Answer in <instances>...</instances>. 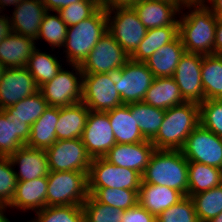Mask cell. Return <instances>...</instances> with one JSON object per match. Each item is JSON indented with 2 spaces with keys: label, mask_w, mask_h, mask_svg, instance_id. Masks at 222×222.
<instances>
[{
  "label": "cell",
  "mask_w": 222,
  "mask_h": 222,
  "mask_svg": "<svg viewBox=\"0 0 222 222\" xmlns=\"http://www.w3.org/2000/svg\"><path fill=\"white\" fill-rule=\"evenodd\" d=\"M37 91L39 87L26 67L6 68L0 80V110L17 104Z\"/></svg>",
  "instance_id": "16"
},
{
  "label": "cell",
  "mask_w": 222,
  "mask_h": 222,
  "mask_svg": "<svg viewBox=\"0 0 222 222\" xmlns=\"http://www.w3.org/2000/svg\"><path fill=\"white\" fill-rule=\"evenodd\" d=\"M67 29L68 26L61 20L58 13L52 14L48 11L42 19L36 41L43 38L52 49L62 48L66 40Z\"/></svg>",
  "instance_id": "38"
},
{
  "label": "cell",
  "mask_w": 222,
  "mask_h": 222,
  "mask_svg": "<svg viewBox=\"0 0 222 222\" xmlns=\"http://www.w3.org/2000/svg\"><path fill=\"white\" fill-rule=\"evenodd\" d=\"M112 126L116 143L132 144L146 141L136 123L135 115L131 114L129 104H123L106 112Z\"/></svg>",
  "instance_id": "27"
},
{
  "label": "cell",
  "mask_w": 222,
  "mask_h": 222,
  "mask_svg": "<svg viewBox=\"0 0 222 222\" xmlns=\"http://www.w3.org/2000/svg\"><path fill=\"white\" fill-rule=\"evenodd\" d=\"M35 214L32 222H84L82 205L46 206Z\"/></svg>",
  "instance_id": "39"
},
{
  "label": "cell",
  "mask_w": 222,
  "mask_h": 222,
  "mask_svg": "<svg viewBox=\"0 0 222 222\" xmlns=\"http://www.w3.org/2000/svg\"><path fill=\"white\" fill-rule=\"evenodd\" d=\"M29 124L12 122L4 110H0V157H10L26 146L30 136Z\"/></svg>",
  "instance_id": "29"
},
{
  "label": "cell",
  "mask_w": 222,
  "mask_h": 222,
  "mask_svg": "<svg viewBox=\"0 0 222 222\" xmlns=\"http://www.w3.org/2000/svg\"><path fill=\"white\" fill-rule=\"evenodd\" d=\"M84 222H122L124 210L96 201L90 194L82 204Z\"/></svg>",
  "instance_id": "40"
},
{
  "label": "cell",
  "mask_w": 222,
  "mask_h": 222,
  "mask_svg": "<svg viewBox=\"0 0 222 222\" xmlns=\"http://www.w3.org/2000/svg\"><path fill=\"white\" fill-rule=\"evenodd\" d=\"M7 208H9L8 205L0 203V222H10V220L4 215V211Z\"/></svg>",
  "instance_id": "52"
},
{
  "label": "cell",
  "mask_w": 222,
  "mask_h": 222,
  "mask_svg": "<svg viewBox=\"0 0 222 222\" xmlns=\"http://www.w3.org/2000/svg\"><path fill=\"white\" fill-rule=\"evenodd\" d=\"M48 187L47 177H39L29 181H17L14 197L9 208L20 211H40L46 207V193Z\"/></svg>",
  "instance_id": "21"
},
{
  "label": "cell",
  "mask_w": 222,
  "mask_h": 222,
  "mask_svg": "<svg viewBox=\"0 0 222 222\" xmlns=\"http://www.w3.org/2000/svg\"><path fill=\"white\" fill-rule=\"evenodd\" d=\"M184 196L167 186L141 183L138 191V204L157 217L167 208L177 204Z\"/></svg>",
  "instance_id": "23"
},
{
  "label": "cell",
  "mask_w": 222,
  "mask_h": 222,
  "mask_svg": "<svg viewBox=\"0 0 222 222\" xmlns=\"http://www.w3.org/2000/svg\"><path fill=\"white\" fill-rule=\"evenodd\" d=\"M156 222H199L194 203L188 196L164 210L156 217Z\"/></svg>",
  "instance_id": "42"
},
{
  "label": "cell",
  "mask_w": 222,
  "mask_h": 222,
  "mask_svg": "<svg viewBox=\"0 0 222 222\" xmlns=\"http://www.w3.org/2000/svg\"><path fill=\"white\" fill-rule=\"evenodd\" d=\"M106 13L108 32L130 56L145 37L147 28L133 7H118L106 10Z\"/></svg>",
  "instance_id": "8"
},
{
  "label": "cell",
  "mask_w": 222,
  "mask_h": 222,
  "mask_svg": "<svg viewBox=\"0 0 222 222\" xmlns=\"http://www.w3.org/2000/svg\"><path fill=\"white\" fill-rule=\"evenodd\" d=\"M107 31L108 18L103 7L79 24L68 27L63 46L66 63L80 65Z\"/></svg>",
  "instance_id": "4"
},
{
  "label": "cell",
  "mask_w": 222,
  "mask_h": 222,
  "mask_svg": "<svg viewBox=\"0 0 222 222\" xmlns=\"http://www.w3.org/2000/svg\"><path fill=\"white\" fill-rule=\"evenodd\" d=\"M50 171H79L89 173L92 158L81 138L57 140L46 150Z\"/></svg>",
  "instance_id": "13"
},
{
  "label": "cell",
  "mask_w": 222,
  "mask_h": 222,
  "mask_svg": "<svg viewBox=\"0 0 222 222\" xmlns=\"http://www.w3.org/2000/svg\"><path fill=\"white\" fill-rule=\"evenodd\" d=\"M188 162L222 167V138L199 124L181 149Z\"/></svg>",
  "instance_id": "11"
},
{
  "label": "cell",
  "mask_w": 222,
  "mask_h": 222,
  "mask_svg": "<svg viewBox=\"0 0 222 222\" xmlns=\"http://www.w3.org/2000/svg\"><path fill=\"white\" fill-rule=\"evenodd\" d=\"M142 175L129 168L109 163L104 158H94L88 173V188H116L139 190Z\"/></svg>",
  "instance_id": "9"
},
{
  "label": "cell",
  "mask_w": 222,
  "mask_h": 222,
  "mask_svg": "<svg viewBox=\"0 0 222 222\" xmlns=\"http://www.w3.org/2000/svg\"><path fill=\"white\" fill-rule=\"evenodd\" d=\"M209 222H222V212Z\"/></svg>",
  "instance_id": "53"
},
{
  "label": "cell",
  "mask_w": 222,
  "mask_h": 222,
  "mask_svg": "<svg viewBox=\"0 0 222 222\" xmlns=\"http://www.w3.org/2000/svg\"><path fill=\"white\" fill-rule=\"evenodd\" d=\"M123 104L142 102L154 76L144 62L129 60L121 68L108 73Z\"/></svg>",
  "instance_id": "6"
},
{
  "label": "cell",
  "mask_w": 222,
  "mask_h": 222,
  "mask_svg": "<svg viewBox=\"0 0 222 222\" xmlns=\"http://www.w3.org/2000/svg\"><path fill=\"white\" fill-rule=\"evenodd\" d=\"M46 6L47 11L57 12L58 10L66 7L70 4L77 3L81 0H41Z\"/></svg>",
  "instance_id": "47"
},
{
  "label": "cell",
  "mask_w": 222,
  "mask_h": 222,
  "mask_svg": "<svg viewBox=\"0 0 222 222\" xmlns=\"http://www.w3.org/2000/svg\"><path fill=\"white\" fill-rule=\"evenodd\" d=\"M132 115H135L139 130L146 140H152L163 122L165 110L153 107L144 102L129 104Z\"/></svg>",
  "instance_id": "33"
},
{
  "label": "cell",
  "mask_w": 222,
  "mask_h": 222,
  "mask_svg": "<svg viewBox=\"0 0 222 222\" xmlns=\"http://www.w3.org/2000/svg\"><path fill=\"white\" fill-rule=\"evenodd\" d=\"M100 8L99 0H81L58 10L61 20L68 27L79 24L81 21L92 16Z\"/></svg>",
  "instance_id": "41"
},
{
  "label": "cell",
  "mask_w": 222,
  "mask_h": 222,
  "mask_svg": "<svg viewBox=\"0 0 222 222\" xmlns=\"http://www.w3.org/2000/svg\"><path fill=\"white\" fill-rule=\"evenodd\" d=\"M185 53L180 36L162 46L144 63L154 77H173L181 56Z\"/></svg>",
  "instance_id": "25"
},
{
  "label": "cell",
  "mask_w": 222,
  "mask_h": 222,
  "mask_svg": "<svg viewBox=\"0 0 222 222\" xmlns=\"http://www.w3.org/2000/svg\"><path fill=\"white\" fill-rule=\"evenodd\" d=\"M167 1H170V2H187L186 0H167Z\"/></svg>",
  "instance_id": "56"
},
{
  "label": "cell",
  "mask_w": 222,
  "mask_h": 222,
  "mask_svg": "<svg viewBox=\"0 0 222 222\" xmlns=\"http://www.w3.org/2000/svg\"><path fill=\"white\" fill-rule=\"evenodd\" d=\"M21 1L22 0H0V13L6 9V6L10 7L12 5V7L14 6L15 8Z\"/></svg>",
  "instance_id": "51"
},
{
  "label": "cell",
  "mask_w": 222,
  "mask_h": 222,
  "mask_svg": "<svg viewBox=\"0 0 222 222\" xmlns=\"http://www.w3.org/2000/svg\"><path fill=\"white\" fill-rule=\"evenodd\" d=\"M179 36V26H164L146 31L145 37L130 59L136 62H145L162 46L174 41Z\"/></svg>",
  "instance_id": "30"
},
{
  "label": "cell",
  "mask_w": 222,
  "mask_h": 222,
  "mask_svg": "<svg viewBox=\"0 0 222 222\" xmlns=\"http://www.w3.org/2000/svg\"><path fill=\"white\" fill-rule=\"evenodd\" d=\"M220 185L222 186V167L219 168Z\"/></svg>",
  "instance_id": "55"
},
{
  "label": "cell",
  "mask_w": 222,
  "mask_h": 222,
  "mask_svg": "<svg viewBox=\"0 0 222 222\" xmlns=\"http://www.w3.org/2000/svg\"><path fill=\"white\" fill-rule=\"evenodd\" d=\"M46 206L82 205L88 198V174L79 171H50Z\"/></svg>",
  "instance_id": "5"
},
{
  "label": "cell",
  "mask_w": 222,
  "mask_h": 222,
  "mask_svg": "<svg viewBox=\"0 0 222 222\" xmlns=\"http://www.w3.org/2000/svg\"><path fill=\"white\" fill-rule=\"evenodd\" d=\"M100 7L111 10L118 7H133L140 0H99Z\"/></svg>",
  "instance_id": "46"
},
{
  "label": "cell",
  "mask_w": 222,
  "mask_h": 222,
  "mask_svg": "<svg viewBox=\"0 0 222 222\" xmlns=\"http://www.w3.org/2000/svg\"><path fill=\"white\" fill-rule=\"evenodd\" d=\"M142 102L167 110L173 106L181 105L186 101L183 99L173 77H154Z\"/></svg>",
  "instance_id": "26"
},
{
  "label": "cell",
  "mask_w": 222,
  "mask_h": 222,
  "mask_svg": "<svg viewBox=\"0 0 222 222\" xmlns=\"http://www.w3.org/2000/svg\"><path fill=\"white\" fill-rule=\"evenodd\" d=\"M203 2L217 18L222 17V0H204Z\"/></svg>",
  "instance_id": "50"
},
{
  "label": "cell",
  "mask_w": 222,
  "mask_h": 222,
  "mask_svg": "<svg viewBox=\"0 0 222 222\" xmlns=\"http://www.w3.org/2000/svg\"><path fill=\"white\" fill-rule=\"evenodd\" d=\"M181 9L191 10L180 12L182 18L178 19L185 52L213 55L217 17L204 2H187Z\"/></svg>",
  "instance_id": "1"
},
{
  "label": "cell",
  "mask_w": 222,
  "mask_h": 222,
  "mask_svg": "<svg viewBox=\"0 0 222 222\" xmlns=\"http://www.w3.org/2000/svg\"><path fill=\"white\" fill-rule=\"evenodd\" d=\"M129 60L127 52L107 31L79 66L83 73H109Z\"/></svg>",
  "instance_id": "12"
},
{
  "label": "cell",
  "mask_w": 222,
  "mask_h": 222,
  "mask_svg": "<svg viewBox=\"0 0 222 222\" xmlns=\"http://www.w3.org/2000/svg\"><path fill=\"white\" fill-rule=\"evenodd\" d=\"M187 2H203L204 0H186Z\"/></svg>",
  "instance_id": "57"
},
{
  "label": "cell",
  "mask_w": 222,
  "mask_h": 222,
  "mask_svg": "<svg viewBox=\"0 0 222 222\" xmlns=\"http://www.w3.org/2000/svg\"><path fill=\"white\" fill-rule=\"evenodd\" d=\"M70 66L71 72L62 67L51 81L39 87L49 106H71L82 101L83 72L77 64Z\"/></svg>",
  "instance_id": "7"
},
{
  "label": "cell",
  "mask_w": 222,
  "mask_h": 222,
  "mask_svg": "<svg viewBox=\"0 0 222 222\" xmlns=\"http://www.w3.org/2000/svg\"><path fill=\"white\" fill-rule=\"evenodd\" d=\"M187 2H170L167 0H140L133 8L142 24L149 29L164 26H179L178 15ZM176 18V19H175Z\"/></svg>",
  "instance_id": "17"
},
{
  "label": "cell",
  "mask_w": 222,
  "mask_h": 222,
  "mask_svg": "<svg viewBox=\"0 0 222 222\" xmlns=\"http://www.w3.org/2000/svg\"><path fill=\"white\" fill-rule=\"evenodd\" d=\"M17 179L9 157H0V203L9 205L14 197Z\"/></svg>",
  "instance_id": "44"
},
{
  "label": "cell",
  "mask_w": 222,
  "mask_h": 222,
  "mask_svg": "<svg viewBox=\"0 0 222 222\" xmlns=\"http://www.w3.org/2000/svg\"><path fill=\"white\" fill-rule=\"evenodd\" d=\"M12 32L9 16L0 15V42Z\"/></svg>",
  "instance_id": "49"
},
{
  "label": "cell",
  "mask_w": 222,
  "mask_h": 222,
  "mask_svg": "<svg viewBox=\"0 0 222 222\" xmlns=\"http://www.w3.org/2000/svg\"><path fill=\"white\" fill-rule=\"evenodd\" d=\"M47 12L41 0H22L9 17L12 32L36 40L42 19Z\"/></svg>",
  "instance_id": "19"
},
{
  "label": "cell",
  "mask_w": 222,
  "mask_h": 222,
  "mask_svg": "<svg viewBox=\"0 0 222 222\" xmlns=\"http://www.w3.org/2000/svg\"><path fill=\"white\" fill-rule=\"evenodd\" d=\"M36 40L11 32L0 42V62L5 68L26 67Z\"/></svg>",
  "instance_id": "22"
},
{
  "label": "cell",
  "mask_w": 222,
  "mask_h": 222,
  "mask_svg": "<svg viewBox=\"0 0 222 222\" xmlns=\"http://www.w3.org/2000/svg\"><path fill=\"white\" fill-rule=\"evenodd\" d=\"M82 103L90 111L107 112L123 105L108 73H83Z\"/></svg>",
  "instance_id": "10"
},
{
  "label": "cell",
  "mask_w": 222,
  "mask_h": 222,
  "mask_svg": "<svg viewBox=\"0 0 222 222\" xmlns=\"http://www.w3.org/2000/svg\"><path fill=\"white\" fill-rule=\"evenodd\" d=\"M200 124V107L185 102L165 110L157 135L151 140L156 150H181L187 137Z\"/></svg>",
  "instance_id": "2"
},
{
  "label": "cell",
  "mask_w": 222,
  "mask_h": 222,
  "mask_svg": "<svg viewBox=\"0 0 222 222\" xmlns=\"http://www.w3.org/2000/svg\"><path fill=\"white\" fill-rule=\"evenodd\" d=\"M138 191L116 188H88L89 194L98 202L127 210L138 204Z\"/></svg>",
  "instance_id": "37"
},
{
  "label": "cell",
  "mask_w": 222,
  "mask_h": 222,
  "mask_svg": "<svg viewBox=\"0 0 222 222\" xmlns=\"http://www.w3.org/2000/svg\"><path fill=\"white\" fill-rule=\"evenodd\" d=\"M49 104L40 91L20 100L17 104L4 109L12 122L18 124H34L48 108Z\"/></svg>",
  "instance_id": "31"
},
{
  "label": "cell",
  "mask_w": 222,
  "mask_h": 222,
  "mask_svg": "<svg viewBox=\"0 0 222 222\" xmlns=\"http://www.w3.org/2000/svg\"><path fill=\"white\" fill-rule=\"evenodd\" d=\"M26 68L34 77L38 87L51 81L61 70V61L53 54L42 52L38 47L33 51Z\"/></svg>",
  "instance_id": "34"
},
{
  "label": "cell",
  "mask_w": 222,
  "mask_h": 222,
  "mask_svg": "<svg viewBox=\"0 0 222 222\" xmlns=\"http://www.w3.org/2000/svg\"><path fill=\"white\" fill-rule=\"evenodd\" d=\"M199 222H209L222 212V186L203 191L190 197Z\"/></svg>",
  "instance_id": "36"
},
{
  "label": "cell",
  "mask_w": 222,
  "mask_h": 222,
  "mask_svg": "<svg viewBox=\"0 0 222 222\" xmlns=\"http://www.w3.org/2000/svg\"><path fill=\"white\" fill-rule=\"evenodd\" d=\"M214 54L222 55V17L217 18L214 40Z\"/></svg>",
  "instance_id": "48"
},
{
  "label": "cell",
  "mask_w": 222,
  "mask_h": 222,
  "mask_svg": "<svg viewBox=\"0 0 222 222\" xmlns=\"http://www.w3.org/2000/svg\"><path fill=\"white\" fill-rule=\"evenodd\" d=\"M179 191L188 196V160L181 150H156L142 174V182Z\"/></svg>",
  "instance_id": "3"
},
{
  "label": "cell",
  "mask_w": 222,
  "mask_h": 222,
  "mask_svg": "<svg viewBox=\"0 0 222 222\" xmlns=\"http://www.w3.org/2000/svg\"><path fill=\"white\" fill-rule=\"evenodd\" d=\"M154 151L150 140L132 144L116 143L103 158L113 165L135 170L142 175Z\"/></svg>",
  "instance_id": "18"
},
{
  "label": "cell",
  "mask_w": 222,
  "mask_h": 222,
  "mask_svg": "<svg viewBox=\"0 0 222 222\" xmlns=\"http://www.w3.org/2000/svg\"><path fill=\"white\" fill-rule=\"evenodd\" d=\"M59 119V107L48 106L44 113L31 125L27 147L46 150L56 141V124Z\"/></svg>",
  "instance_id": "28"
},
{
  "label": "cell",
  "mask_w": 222,
  "mask_h": 222,
  "mask_svg": "<svg viewBox=\"0 0 222 222\" xmlns=\"http://www.w3.org/2000/svg\"><path fill=\"white\" fill-rule=\"evenodd\" d=\"M202 54L185 52L175 69L173 78L186 102L202 103L205 95L201 80Z\"/></svg>",
  "instance_id": "14"
},
{
  "label": "cell",
  "mask_w": 222,
  "mask_h": 222,
  "mask_svg": "<svg viewBox=\"0 0 222 222\" xmlns=\"http://www.w3.org/2000/svg\"><path fill=\"white\" fill-rule=\"evenodd\" d=\"M9 158L13 166H19V170H15L17 181H29L39 177H47L50 173L47 153L43 149L24 146Z\"/></svg>",
  "instance_id": "20"
},
{
  "label": "cell",
  "mask_w": 222,
  "mask_h": 222,
  "mask_svg": "<svg viewBox=\"0 0 222 222\" xmlns=\"http://www.w3.org/2000/svg\"><path fill=\"white\" fill-rule=\"evenodd\" d=\"M122 218V222H156V217L139 204L124 210Z\"/></svg>",
  "instance_id": "45"
},
{
  "label": "cell",
  "mask_w": 222,
  "mask_h": 222,
  "mask_svg": "<svg viewBox=\"0 0 222 222\" xmlns=\"http://www.w3.org/2000/svg\"><path fill=\"white\" fill-rule=\"evenodd\" d=\"M6 68L4 67V65L0 62V80H1V77L3 75V72Z\"/></svg>",
  "instance_id": "54"
},
{
  "label": "cell",
  "mask_w": 222,
  "mask_h": 222,
  "mask_svg": "<svg viewBox=\"0 0 222 222\" xmlns=\"http://www.w3.org/2000/svg\"><path fill=\"white\" fill-rule=\"evenodd\" d=\"M201 80L206 99H222V55H203Z\"/></svg>",
  "instance_id": "32"
},
{
  "label": "cell",
  "mask_w": 222,
  "mask_h": 222,
  "mask_svg": "<svg viewBox=\"0 0 222 222\" xmlns=\"http://www.w3.org/2000/svg\"><path fill=\"white\" fill-rule=\"evenodd\" d=\"M220 185L219 169L197 162H188V197Z\"/></svg>",
  "instance_id": "35"
},
{
  "label": "cell",
  "mask_w": 222,
  "mask_h": 222,
  "mask_svg": "<svg viewBox=\"0 0 222 222\" xmlns=\"http://www.w3.org/2000/svg\"><path fill=\"white\" fill-rule=\"evenodd\" d=\"M81 140L92 159L103 158L116 144L114 132L106 112H89Z\"/></svg>",
  "instance_id": "15"
},
{
  "label": "cell",
  "mask_w": 222,
  "mask_h": 222,
  "mask_svg": "<svg viewBox=\"0 0 222 222\" xmlns=\"http://www.w3.org/2000/svg\"><path fill=\"white\" fill-rule=\"evenodd\" d=\"M89 112L90 110L82 102L59 107V119L56 124L57 140L81 138Z\"/></svg>",
  "instance_id": "24"
},
{
  "label": "cell",
  "mask_w": 222,
  "mask_h": 222,
  "mask_svg": "<svg viewBox=\"0 0 222 222\" xmlns=\"http://www.w3.org/2000/svg\"><path fill=\"white\" fill-rule=\"evenodd\" d=\"M199 107L200 124L222 138V99H206Z\"/></svg>",
  "instance_id": "43"
}]
</instances>
